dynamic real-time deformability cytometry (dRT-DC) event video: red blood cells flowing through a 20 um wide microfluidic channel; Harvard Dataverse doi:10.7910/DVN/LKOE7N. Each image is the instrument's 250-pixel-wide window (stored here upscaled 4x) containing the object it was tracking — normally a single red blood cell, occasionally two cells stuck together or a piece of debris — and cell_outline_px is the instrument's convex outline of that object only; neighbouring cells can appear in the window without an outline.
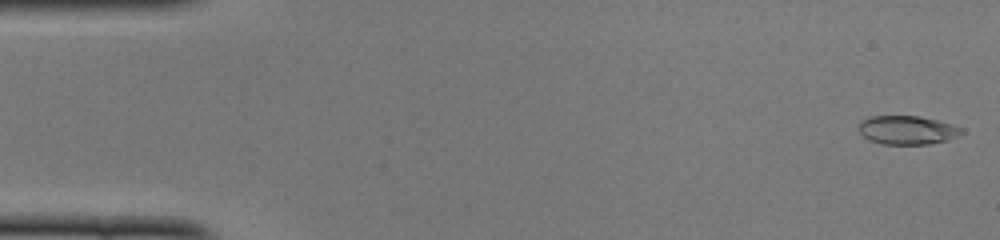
{"species": "common noctule bat (a hibernating species)", "species_latin": "Nyctalus noctula", "temperature_condition": "cold", "stored_images_in_passage": 45, "camera_frame_rate_fps": 3000, "um_per_image_px": 0.085, "animal": {"sex": "female", "body_mass_g": 22.0, "forearm_length_mm": 56.7}, "frame": {"image": 1, "passage_image": 1, "time_ms": 0.0, "image_size_px": [1000, 240], "cell_outline_px": [[964, 132], [948, 140], [928, 144], [880, 144], [868, 140], [860, 132], [860, 124], [864, 120], [872, 116], [920, 116], [936, 120], [960, 128]], "centroid_in_image_um": [77.1, 11.07], "position_along_channel_um": 7.9, "area_um2": 16.88}}
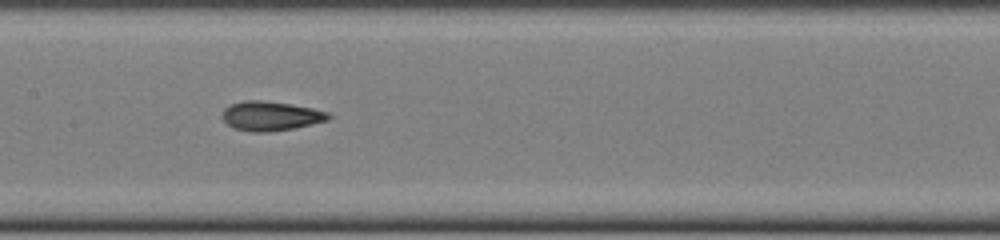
{"frame": {"image": 2, "passage_image": 24, "time_ms": 7.667, "image_size_px": [1000, 240], "cell_outline_px": [[332, 116], [328, 120], [312, 124], [292, 128], [268, 132], [252, 132], [232, 128], [220, 116], [220, 112], [228, 104], [244, 100], [260, 100], [292, 104], [312, 108], [328, 112]], "centroid_in_image_um": [22.95, 9.85], "position_along_channel_um": 184.4, "area_um2": 18.38}}
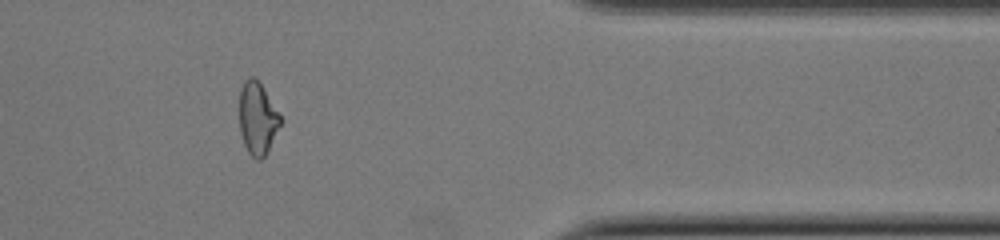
{"frame": {"image": 3, "passage_image": 41, "time_ms": 13.333, "image_size_px": [1000, 240], "cell_outline_px": [[280, 124], [264, 156], [260, 160], [256, 160], [248, 152], [244, 144], [240, 132], [240, 88], [244, 80], [248, 76], [252, 76], [260, 84], [280, 116]], "centroid_in_image_um": [21.84, 10.06], "position_along_channel_um": 389.6, "area_um2": 16.7}, "authors_computed_cell_mechanics": {"area_um2": 17.4556, "velocity_mm_per_s": 4.0104, "shape_relaxation_time_tau1_ms": 5.7652, "shape_relaxation_time_tau2_ms": 2.7122, "deformation_change_tau1": 0.1996, "deformation_change_tau2": 0.0967}}